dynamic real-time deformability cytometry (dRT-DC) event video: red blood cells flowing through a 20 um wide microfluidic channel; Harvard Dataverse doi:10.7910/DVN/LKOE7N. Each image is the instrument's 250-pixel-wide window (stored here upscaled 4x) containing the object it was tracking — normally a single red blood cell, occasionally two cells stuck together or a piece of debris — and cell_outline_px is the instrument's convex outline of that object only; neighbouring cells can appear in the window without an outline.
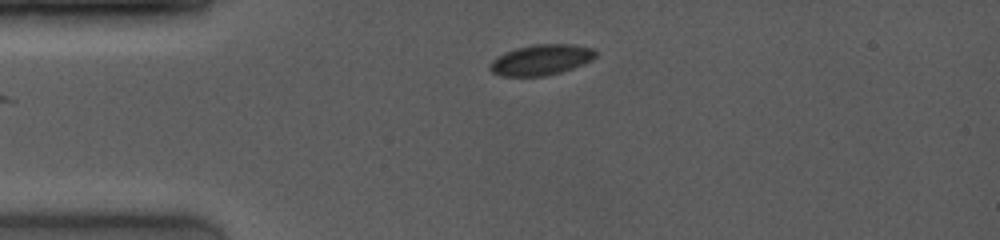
{"species": "common noctule bat (a hibernating species)", "species_latin": "Nyctalus noctula", "temperature_condition": "room temperature", "stored_images_in_passage": 13, "camera_frame_rate_fps": 4000, "um_per_image_px": 0.085, "animal": {"sex": "female", "body_mass_g": 19.0, "forearm_length_mm": 53.3}, "frame": {"image": 1, "passage_image": 1, "time_ms": 0.0, "image_size_px": [1000, 240], "cell_outline_px": [[596, 56], [592, 60], [584, 64], [560, 72], [544, 76], [504, 76], [492, 72], [488, 68], [488, 64], [496, 56], [504, 52], [516, 48], [536, 44], [576, 44], [592, 48], [596, 52]], "centroid_in_image_um": [45.98, 5.08], "position_along_channel_um": 39.0, "area_um2": 18.96}}
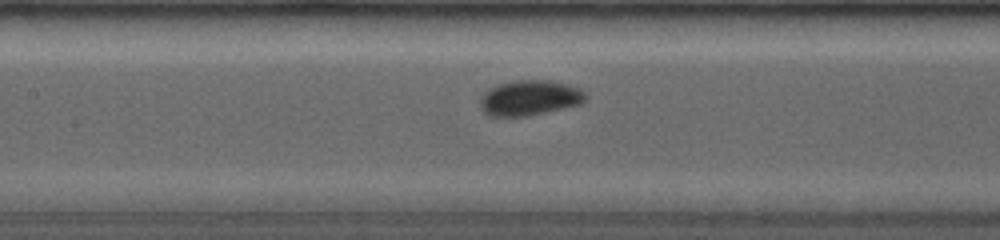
{"frame": {"image": 2, "passage_image": 9, "time_ms": 3.75, "image_size_px": [1000, 240], "cell_outline_px": [[588, 96], [580, 104], [564, 108], [528, 116], [488, 116], [480, 108], [480, 96], [488, 88], [496, 84], [512, 80], [548, 80], [568, 84], [584, 92]], "centroid_in_image_um": [44.96, 8.31], "position_along_channel_um": 162.4, "area_um2": 21.85}}
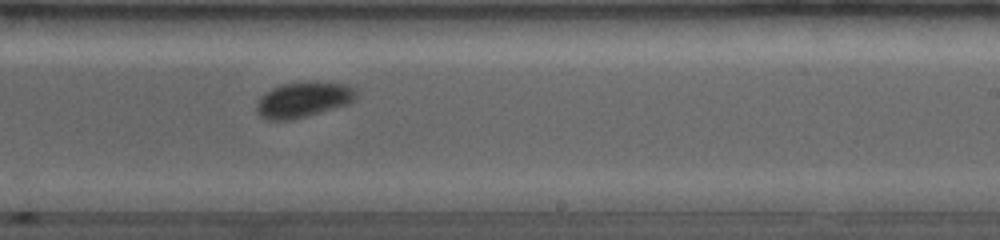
{"frame": {"image": 3, "passage_image": 13, "time_ms": 6.25, "image_size_px": [1000, 240], "cell_outline_px": [[356, 96], [348, 104], [292, 120], [268, 120], [260, 116], [256, 112], [256, 104], [260, 96], [264, 92], [272, 88], [284, 84], [348, 84], [356, 92]], "centroid_in_image_um": [25.7, 8.52], "position_along_channel_um": 263.3, "area_um2": 19.83}}